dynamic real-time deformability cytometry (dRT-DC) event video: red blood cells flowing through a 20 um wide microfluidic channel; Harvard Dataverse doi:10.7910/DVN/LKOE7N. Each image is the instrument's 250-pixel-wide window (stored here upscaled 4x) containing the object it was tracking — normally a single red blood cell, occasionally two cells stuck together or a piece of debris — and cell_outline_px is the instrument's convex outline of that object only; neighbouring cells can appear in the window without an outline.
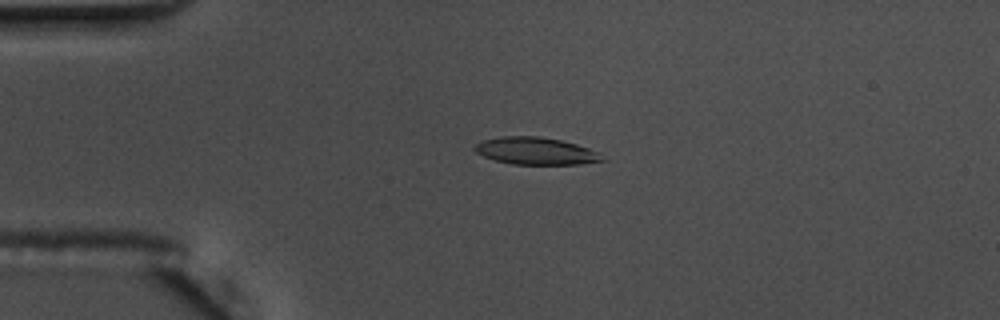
{"species": "common noctule bat (a hibernating species)", "species_latin": "Nyctalus noctula", "temperature_condition": "warm", "stored_images_in_passage": 54, "camera_frame_rate_fps": 3000, "um_per_image_px": 0.085, "animal": {"sex": "male", "body_mass_g": 17.5, "forearm_length_mm": 52.3}, "frame": {"image": 1, "passage_image": 11, "time_ms": 3.333, "image_size_px": [1000, 320], "cell_outline_px": [[608, 160], [580, 164], [512, 164], [496, 160], [484, 156], [476, 152], [472, 148], [476, 144], [484, 140], [500, 136], [536, 136], [560, 140], [576, 144], [600, 152]], "centroid_in_image_um": [45.58, 12.83], "position_along_channel_um": 39.4, "area_um2": 20.23}}
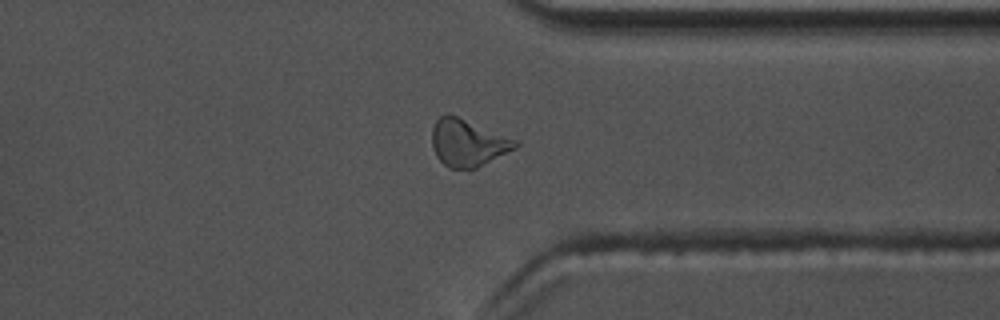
{"frame": {"image": 2, "passage_image": 41, "time_ms": 13.333, "image_size_px": [1000, 320], "cell_outline_px": [[520, 144], [516, 148], [476, 168], [448, 168], [436, 156], [432, 148], [432, 128], [436, 120], [440, 116], [448, 112], [516, 140]], "centroid_in_image_um": [39.73, 12.13], "position_along_channel_um": 371.7, "area_um2": 22.72}}
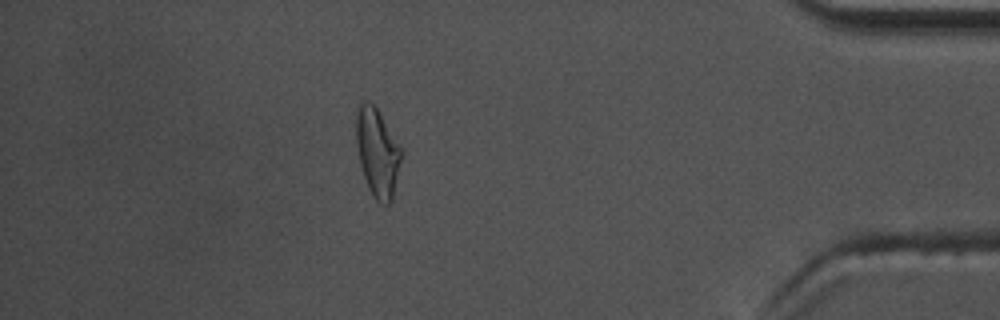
{"frame": {"image": 3, "passage_image": 47, "time_ms": 15.333, "image_size_px": [1000, 320], "cell_outline_px": [[400, 160], [392, 200], [388, 204], [380, 204], [376, 200], [368, 188], [360, 164], [356, 144], [356, 116], [360, 104], [364, 100], [368, 100], [376, 108], [400, 144]], "centroid_in_image_um": [32.05, 12.96], "position_along_channel_um": 403.1, "area_um2": 22.83}, "authors_computed_cell_mechanics": {"area_um2": 21.0681, "velocity_mm_per_s": 3.6483, "shape_relaxation_time_tau1_ms": 5.6852, "shape_relaxation_time_tau2_ms": 2.2987, "deformation_change_tau1": 0.2034, "deformation_change_tau2": 0.1104}}